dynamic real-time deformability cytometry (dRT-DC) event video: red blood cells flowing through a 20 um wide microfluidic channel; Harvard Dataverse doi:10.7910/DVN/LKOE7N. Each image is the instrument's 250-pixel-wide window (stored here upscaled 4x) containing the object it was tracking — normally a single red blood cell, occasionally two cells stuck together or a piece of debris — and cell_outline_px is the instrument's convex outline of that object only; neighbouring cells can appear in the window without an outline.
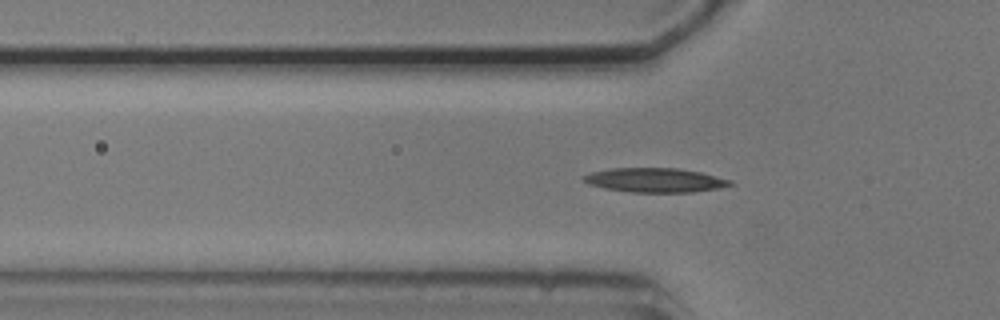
{"species": "common noctule bat (a hibernating species)", "species_latin": "Nyctalus noctula", "temperature_condition": "cold", "stored_images_in_passage": 36, "camera_frame_rate_fps": 3000, "um_per_image_px": 0.085, "animal": {"sex": "male", "body_mass_g": 20.5, "forearm_length_mm": 52.5}, "frame": {"image": 1, "passage_image": 4, "time_ms": 1.0, "image_size_px": [1000, 320], "cell_outline_px": [[736, 184], [716, 188], [692, 192], [632, 192], [604, 188], [588, 184], [580, 180], [580, 176], [592, 172], [612, 168], [676, 168], [700, 172], [732, 180]], "centroid_in_image_um": [55.63, 15.31], "position_along_channel_um": 70.2, "area_um2": 20.75}}
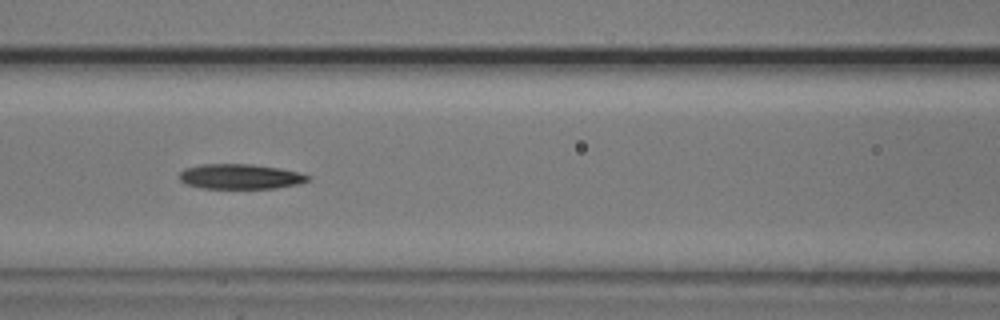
{"frame": {"image": 2, "passage_image": 10, "time_ms": 3.0, "image_size_px": [1000, 320], "cell_outline_px": [[312, 180], [300, 184], [276, 188], [200, 188], [188, 184], [180, 180], [180, 172], [184, 168], [204, 164], [252, 164], [280, 168], [300, 172], [312, 176]], "centroid_in_image_um": [20.5, 15.0], "position_along_channel_um": 146.1, "area_um2": 18.9}}
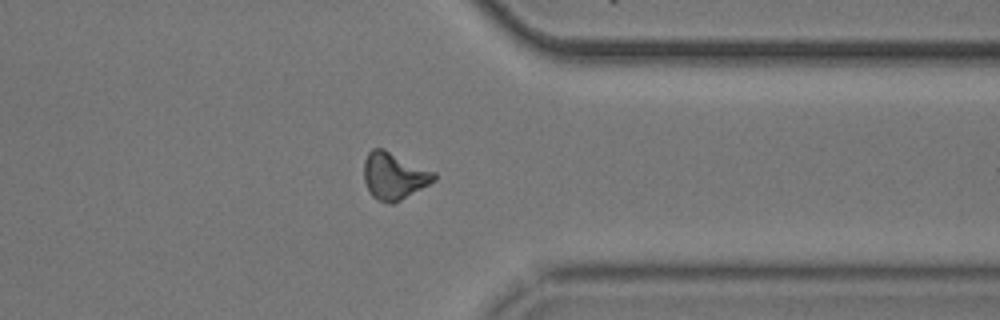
{"frame": {"image": 3, "passage_image": 29, "time_ms": 9.333, "image_size_px": [1000, 320], "cell_outline_px": [[436, 180], [400, 200], [392, 204], [388, 204], [376, 200], [368, 192], [364, 180], [364, 160], [368, 152], [372, 148], [384, 148], [436, 172]], "centroid_in_image_um": [33.47, 14.95], "position_along_channel_um": 377.9, "area_um2": 19.42}}